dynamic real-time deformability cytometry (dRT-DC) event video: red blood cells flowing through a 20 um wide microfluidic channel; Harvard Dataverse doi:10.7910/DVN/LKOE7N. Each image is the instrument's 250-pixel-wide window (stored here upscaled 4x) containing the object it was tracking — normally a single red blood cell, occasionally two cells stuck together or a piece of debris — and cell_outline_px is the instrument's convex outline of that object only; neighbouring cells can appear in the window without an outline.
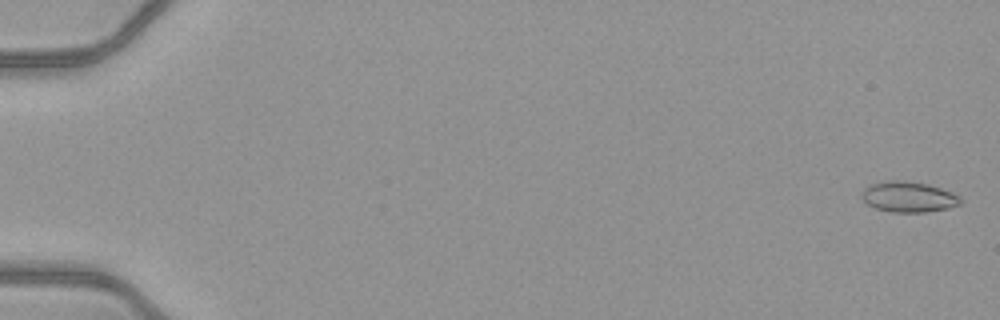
{"species": "common noctule bat (a hibernating species)", "species_latin": "Nyctalus noctula", "temperature_condition": "warm", "stored_images_in_passage": 52, "camera_frame_rate_fps": 3000, "um_per_image_px": 0.085, "animal": {"sex": "female", "body_mass_g": 21.9}, "frame": {"image": 1, "passage_image": 2, "time_ms": 0.333, "image_size_px": [1000, 320], "cell_outline_px": [[964, 200], [960, 204], [948, 208], [924, 212], [892, 212], [876, 208], [868, 204], [860, 196], [860, 192], [864, 188], [880, 180], [904, 180], [928, 184], [952, 192], [960, 196]], "centroid_in_image_um": [77.22, 16.72], "position_along_channel_um": 7.8, "area_um2": 17.8}}
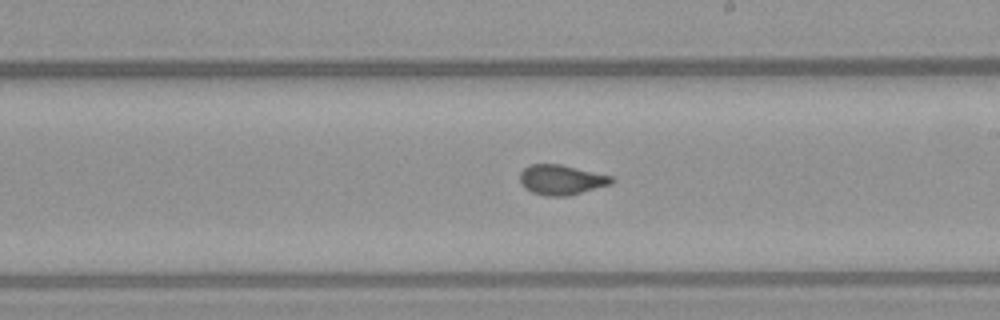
{"frame": {"image": 2, "passage_image": 32, "time_ms": 10.333, "image_size_px": [1000, 320], "cell_outline_px": [[616, 180], [612, 184], [568, 196], [544, 196], [532, 192], [524, 188], [520, 184], [520, 172], [524, 168], [532, 164], [560, 164], [612, 176]], "centroid_in_image_um": [47.71, 15.29], "position_along_channel_um": 241.3, "area_um2": 16.13}}
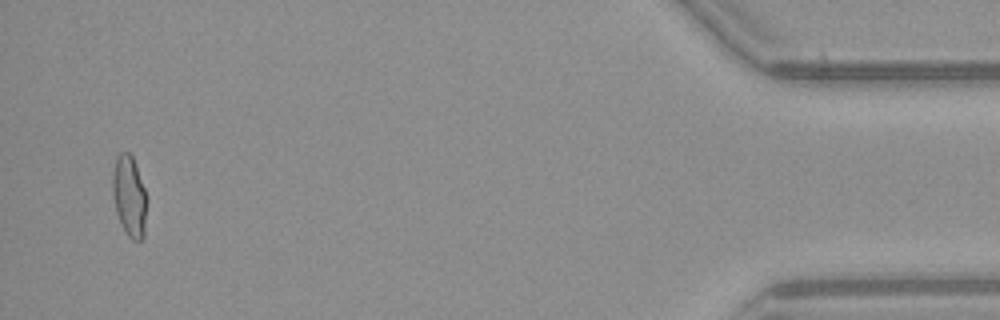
{"frame": {"image": 3, "passage_image": 51, "time_ms": 16.667, "image_size_px": [1000, 320], "cell_outline_px": [[144, 236], [140, 240], [132, 240], [128, 236], [116, 212], [112, 192], [112, 172], [116, 156], [120, 152], [128, 152], [132, 156], [144, 188]], "centroid_in_image_um": [10.94, 16.62], "position_along_channel_um": 424.3, "area_um2": 15.55}}